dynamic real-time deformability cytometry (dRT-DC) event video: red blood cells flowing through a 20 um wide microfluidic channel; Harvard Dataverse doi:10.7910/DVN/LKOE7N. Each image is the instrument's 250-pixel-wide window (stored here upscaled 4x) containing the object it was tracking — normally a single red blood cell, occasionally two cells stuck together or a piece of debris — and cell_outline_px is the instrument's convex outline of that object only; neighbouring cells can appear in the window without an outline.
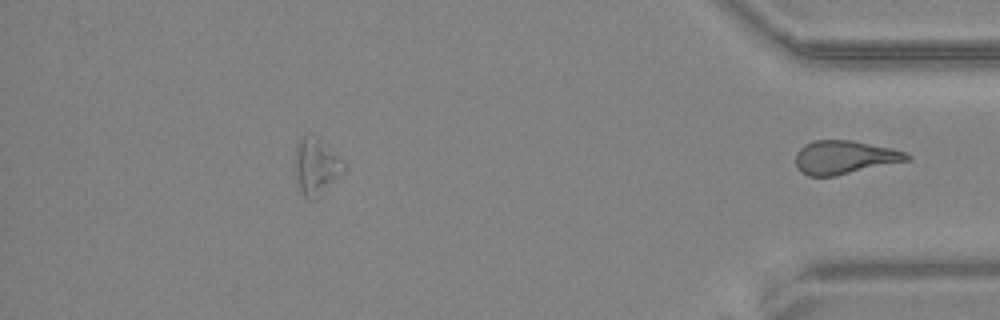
{"species": "common noctule bat (a hibernating species)", "species_latin": "Nyctalus noctula", "temperature_condition": "warm", "stored_images_in_passage": 42, "segment_of_instrument_passage": [3, 3], "camera_frame_rate_fps": 3000, "um_per_image_px": 0.085, "animal": {"sex": "female", "body_mass_g": 24.6, "forearm_length_mm": 56.2}, "frame": {"image": 1, "passage_image": 42, "time_ms": 13.667, "image_size_px": [1000, 320], "cell_outline_px": [[912, 160], [836, 176], [808, 176], [800, 172], [796, 164], [796, 152], [804, 144], [812, 140], [852, 140], [892, 148], [908, 152], [912, 156]], "centroid_in_image_um": [71.83, 13.37], "position_along_channel_um": 363.4, "area_um2": 22.14}}